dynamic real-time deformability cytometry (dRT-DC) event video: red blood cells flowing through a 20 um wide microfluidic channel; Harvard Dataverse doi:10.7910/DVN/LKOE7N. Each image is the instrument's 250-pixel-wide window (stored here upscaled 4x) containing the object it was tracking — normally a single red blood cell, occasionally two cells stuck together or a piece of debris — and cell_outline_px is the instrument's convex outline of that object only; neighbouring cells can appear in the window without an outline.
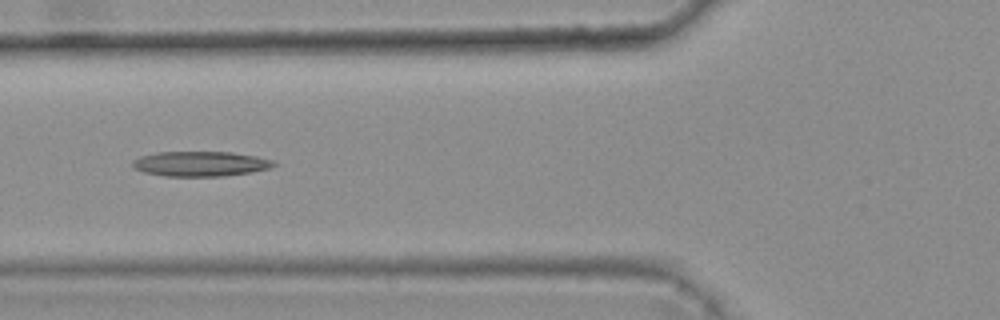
{"species": "common noctule bat (a hibernating species)", "species_latin": "Nyctalus noctula", "temperature_condition": "warm", "stored_images_in_passage": 7, "camera_frame_rate_fps": 3000, "um_per_image_px": 0.085, "animal": {"sex": "female", "body_mass_g": 25.1}, "frame": {"image": 1, "passage_image": 4, "time_ms": 1.0, "image_size_px": [1000, 320], "cell_outline_px": [[276, 164], [268, 168], [252, 172], [224, 176], [164, 176], [144, 172], [136, 168], [132, 164], [132, 160], [140, 156], [156, 152], [232, 152], [256, 156], [272, 160]], "centroid_in_image_um": [17.02, 13.92], "position_along_channel_um": 108.8, "area_um2": 20.46}}
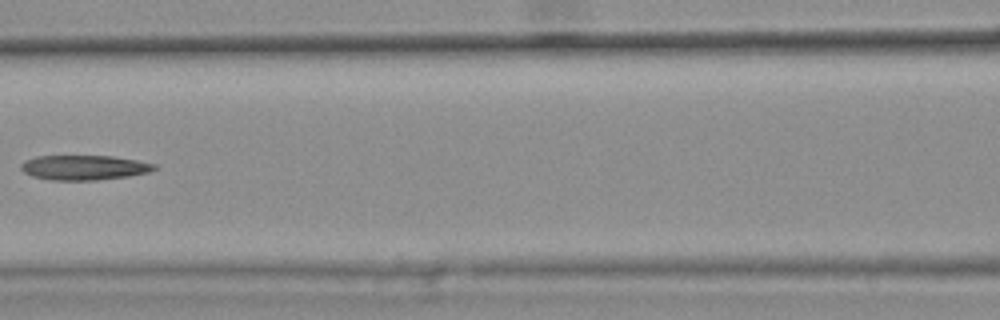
{"frame": {"image": 2, "passage_image": 5, "time_ms": 1.333, "image_size_px": [1000, 320], "cell_outline_px": [[156, 168], [148, 172], [128, 176], [96, 180], [48, 180], [32, 176], [24, 172], [20, 168], [20, 164], [24, 160], [36, 156], [112, 156], [136, 160], [156, 164]], "centroid_in_image_um": [7.1, 14.24], "position_along_channel_um": 159.5, "area_um2": 19.25}}